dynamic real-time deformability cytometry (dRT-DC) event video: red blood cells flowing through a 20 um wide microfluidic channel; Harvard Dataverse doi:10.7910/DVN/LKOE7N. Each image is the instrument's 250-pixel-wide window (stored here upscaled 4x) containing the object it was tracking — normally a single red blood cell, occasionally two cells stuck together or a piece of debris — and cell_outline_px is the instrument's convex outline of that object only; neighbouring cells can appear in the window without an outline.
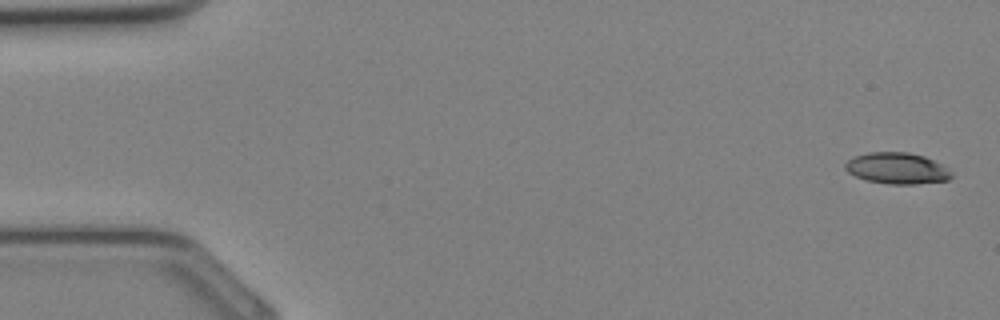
{"species": "Egyptian fruit bat (a non-hibernating species)", "species_latin": "Rousettus aegyptiacus", "temperature_condition": "cold", "stored_images_in_passage": 5, "camera_frame_rate_fps": 3000, "um_per_image_px": 0.085, "animal": {"sex": "female"}, "frame": {"image": 1, "passage_image": 1, "time_ms": 0.0, "image_size_px": [1000, 320], "cell_outline_px": [[952, 176], [948, 180], [916, 184], [888, 184], [868, 180], [856, 176], [848, 172], [844, 168], [844, 164], [848, 160], [856, 156], [868, 152], [908, 152], [924, 156], [948, 168]], "centroid_in_image_um": [76.24, 14.3], "position_along_channel_um": 8.8, "area_um2": 19.19}}